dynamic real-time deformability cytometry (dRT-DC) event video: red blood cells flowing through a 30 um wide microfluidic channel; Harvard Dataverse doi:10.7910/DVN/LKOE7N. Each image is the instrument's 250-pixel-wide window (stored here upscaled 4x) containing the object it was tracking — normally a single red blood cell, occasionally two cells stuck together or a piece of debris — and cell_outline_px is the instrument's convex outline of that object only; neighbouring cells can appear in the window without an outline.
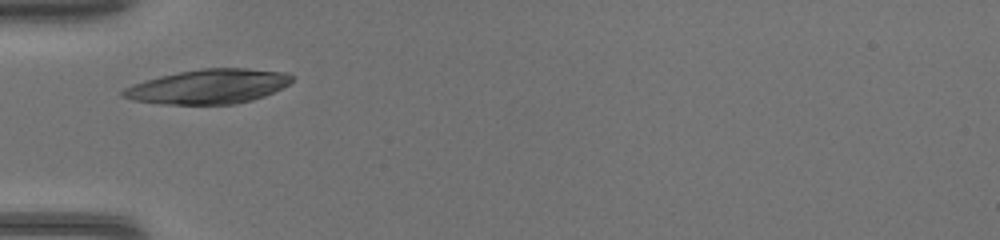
{"species": "common noctule bat (a hibernating species)", "species_latin": "Nyctalus noctula", "temperature_condition": "warm", "stored_images_in_passage": 6, "camera_frame_rate_fps": 3000, "um_per_image_px": 0.085, "animal": {"sex": "female", "body_mass_g": 17.0, "forearm_length_mm": 48.0}, "frame": {"image": 1, "passage_image": 1, "time_ms": 0.0, "image_size_px": [1000, 240], "cell_outline_px": [[292, 80], [288, 84], [264, 96], [252, 100], [236, 104], [160, 104], [132, 100], [120, 96], [120, 92], [124, 88], [132, 84], [160, 76], [200, 68], [244, 68], [288, 72], [292, 76]], "centroid_in_image_um": [17.68, 7.35], "position_along_channel_um": 67.3, "area_um2": 33.93}}